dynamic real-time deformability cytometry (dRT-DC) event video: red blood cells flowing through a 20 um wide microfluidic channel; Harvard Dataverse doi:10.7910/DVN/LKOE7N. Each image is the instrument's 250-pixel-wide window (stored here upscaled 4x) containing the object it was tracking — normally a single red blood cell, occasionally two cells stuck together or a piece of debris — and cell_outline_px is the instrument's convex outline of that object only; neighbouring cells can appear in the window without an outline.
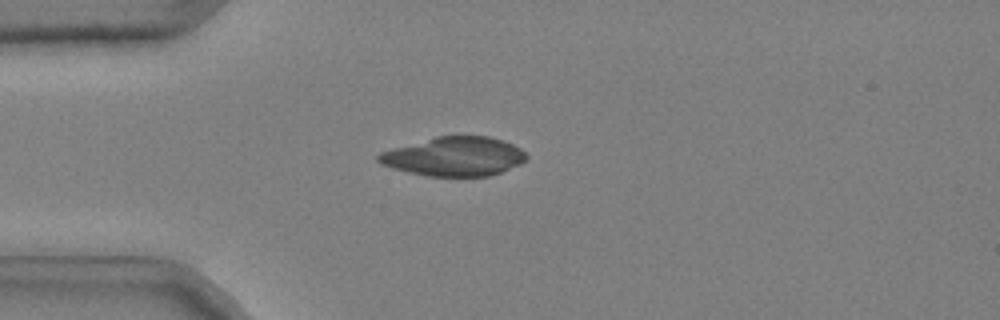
{"species": "common noctule bat (a hibernating species)", "species_latin": "Nyctalus noctula", "temperature_condition": "cold", "stored_images_in_passage": 41, "camera_frame_rate_fps": 3000, "um_per_image_px": 0.085, "animal": {"sex": "male", "body_mass_g": 20.4}, "frame": {"image": 1, "passage_image": 5, "time_ms": 1.333, "image_size_px": [1000, 320], "cell_outline_px": [[528, 160], [520, 164], [500, 172], [488, 176], [428, 176], [392, 168], [380, 164], [376, 160], [376, 156], [380, 152], [436, 136], [488, 136], [512, 144], [520, 148], [528, 156]], "centroid_in_image_um": [38.61, 13.3], "position_along_channel_um": 46.4, "area_um2": 33.52}}
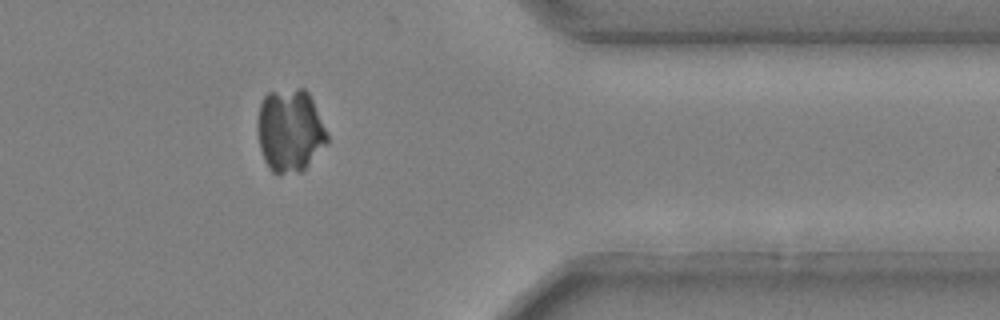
{"frame": {"image": 2, "passage_image": 35, "time_ms": 11.333, "image_size_px": [1000, 320], "cell_outline_px": [[328, 144], [300, 172], [276, 176], [268, 168], [264, 160], [260, 148], [256, 128], [256, 124], [260, 104], [264, 96], [268, 92], [296, 88], [304, 88], [308, 92], [312, 100], [328, 136]], "centroid_in_image_um": [24.61, 11.12], "position_along_channel_um": 386.8, "area_um2": 34.04}}
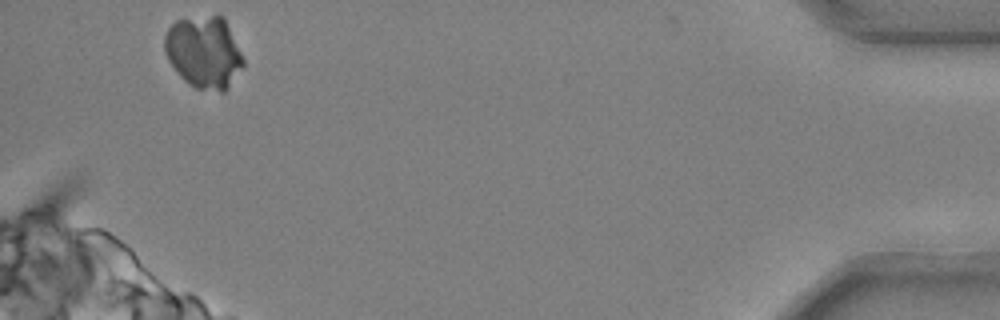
{"frame": {"image": 3, "passage_image": 41, "time_ms": 13.333, "image_size_px": [1000, 320], "cell_outline_px": [[244, 68], [228, 88], [224, 92], [220, 92], [196, 88], [188, 84], [176, 72], [168, 60], [164, 52], [164, 36], [168, 28], [176, 20], [216, 12], [224, 16], [244, 60]], "centroid_in_image_um": [17.34, 4.41], "position_along_channel_um": 417.9, "area_um2": 33.81}}